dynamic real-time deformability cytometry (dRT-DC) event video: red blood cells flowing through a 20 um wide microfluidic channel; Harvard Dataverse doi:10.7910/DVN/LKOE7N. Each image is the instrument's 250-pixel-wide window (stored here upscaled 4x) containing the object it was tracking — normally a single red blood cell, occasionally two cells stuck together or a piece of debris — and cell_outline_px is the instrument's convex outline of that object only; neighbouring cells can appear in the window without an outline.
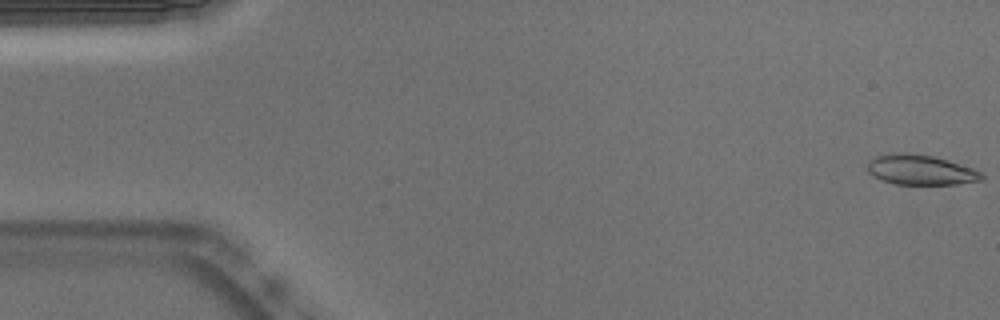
{"species": "Egyptian fruit bat (a non-hibernating species)", "species_latin": "Rousettus aegyptiacus", "temperature_condition": "warm", "stored_images_in_passage": 53, "camera_frame_rate_fps": 3000, "um_per_image_px": 0.085, "animal": {"sex": "male"}, "frame": {"image": 1, "passage_image": 1, "time_ms": 0.0, "image_size_px": [1000, 320], "cell_outline_px": [[984, 176], [980, 180], [956, 184], [896, 184], [872, 176], [868, 172], [868, 160], [876, 156], [892, 152], [908, 152], [932, 156], [948, 160], [972, 168], [980, 172]], "centroid_in_image_um": [78.2, 14.42], "position_along_channel_um": 6.8, "area_um2": 19.94}}
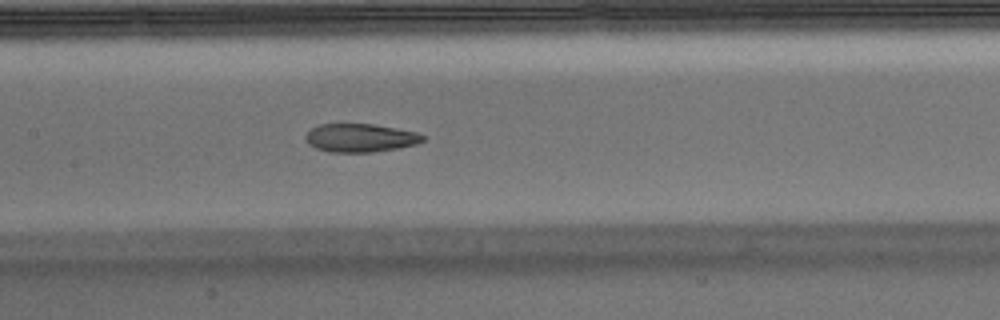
{"frame": {"image": 2, "passage_image": 25, "time_ms": 8.0, "image_size_px": [1000, 320], "cell_outline_px": [[424, 140], [416, 144], [396, 148], [372, 152], [328, 152], [316, 148], [308, 144], [304, 136], [312, 128], [320, 124], [372, 124], [396, 128], [416, 132], [424, 136]], "centroid_in_image_um": [30.59, 11.72], "position_along_channel_um": 176.8, "area_um2": 19.25}}
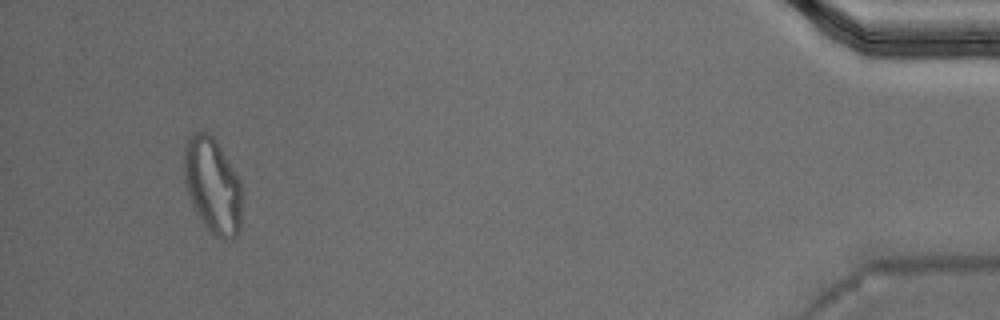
{"frame": {"image": 3, "passage_image": 50, "time_ms": 16.333, "image_size_px": [1000, 320], "cell_outline_px": [[240, 232], [232, 240], [224, 240], [216, 236], [200, 220], [192, 204], [184, 180], [184, 148], [188, 136], [204, 128], [216, 140], [236, 172], [240, 180]], "centroid_in_image_um": [18.06, 15.74], "position_along_channel_um": 417.1, "area_um2": 32.37}, "authors_computed_cell_mechanics": {"area_um2": 20.7502, "velocity_mm_per_s": 3.7822, "shape_relaxation_time_tau1_ms": null, "shape_relaxation_time_tau2_ms": 2.5853, "deformation_change_tau1": null, "deformation_change_tau2": 0.1094}}